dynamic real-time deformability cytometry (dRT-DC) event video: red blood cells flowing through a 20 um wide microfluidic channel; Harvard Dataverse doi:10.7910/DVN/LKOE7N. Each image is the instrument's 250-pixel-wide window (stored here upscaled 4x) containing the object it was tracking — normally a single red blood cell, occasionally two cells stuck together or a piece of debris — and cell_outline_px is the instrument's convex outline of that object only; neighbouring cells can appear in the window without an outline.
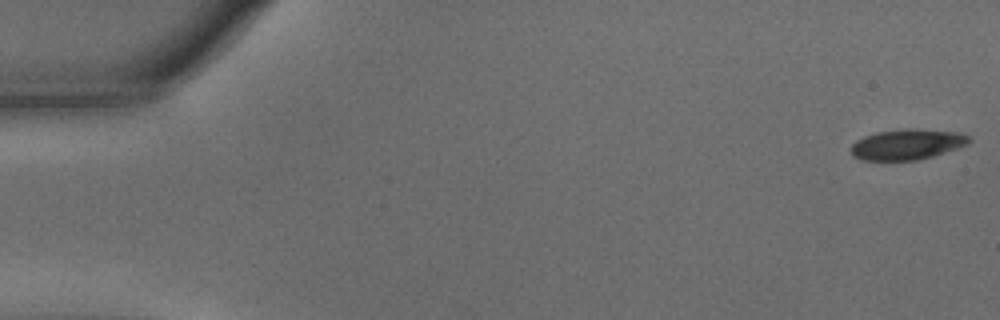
{"species": "common noctule bat (a hibernating species)", "species_latin": "Nyctalus noctula", "temperature_condition": "warm", "stored_images_in_passage": 57, "camera_frame_rate_fps": 3000, "um_per_image_px": 0.085, "animal": {"sex": "male", "body_mass_g": 15.6}, "frame": {"image": 1, "passage_image": 1, "time_ms": 0.0, "image_size_px": [1000, 320], "cell_outline_px": [[972, 140], [968, 144], [932, 156], [916, 160], [864, 160], [852, 156], [852, 144], [856, 140], [864, 136], [876, 132], [904, 128], [912, 128], [956, 132], [968, 136]], "centroid_in_image_um": [77.08, 12.26], "position_along_channel_um": 7.9, "area_um2": 20.87}}
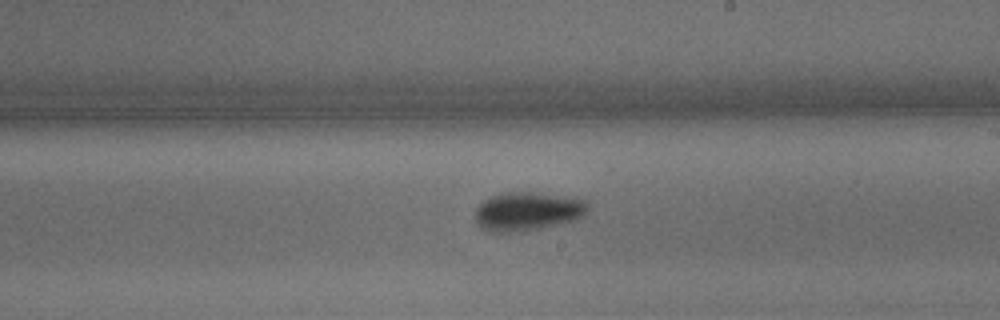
{"frame": {"image": 2, "passage_image": 33, "time_ms": 10.667, "image_size_px": [1000, 320], "cell_outline_px": [[588, 208], [584, 216], [576, 220], [520, 232], [488, 232], [476, 220], [476, 208], [484, 200], [492, 196], [504, 192], [532, 192], [564, 196], [584, 200], [588, 204]], "centroid_in_image_um": [44.85, 17.96], "position_along_channel_um": 244.1, "area_um2": 25.2}}
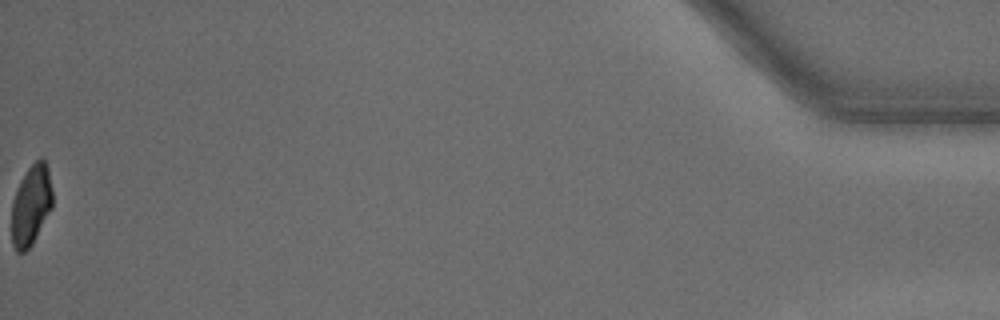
{"frame": {"image": 3, "passage_image": 57, "time_ms": 18.667, "image_size_px": [1000, 320], "cell_outline_px": [[52, 208], [32, 244], [24, 252], [16, 252], [12, 244], [12, 200], [20, 180], [28, 168], [40, 156], [48, 164], [52, 188]], "centroid_in_image_um": [2.65, 17.41], "position_along_channel_um": 432.6, "area_um2": 19.31}, "authors_computed_cell_mechanics": {"area_um2": 22.0796, "velocity_mm_per_s": 3.5785, "shape_relaxation_time_tau1_ms": 2.8239, "shape_relaxation_time_tau2_ms": 8.0853, "deformation_change_tau1": 0.1148, "deformation_change_tau2": 0.1117}}